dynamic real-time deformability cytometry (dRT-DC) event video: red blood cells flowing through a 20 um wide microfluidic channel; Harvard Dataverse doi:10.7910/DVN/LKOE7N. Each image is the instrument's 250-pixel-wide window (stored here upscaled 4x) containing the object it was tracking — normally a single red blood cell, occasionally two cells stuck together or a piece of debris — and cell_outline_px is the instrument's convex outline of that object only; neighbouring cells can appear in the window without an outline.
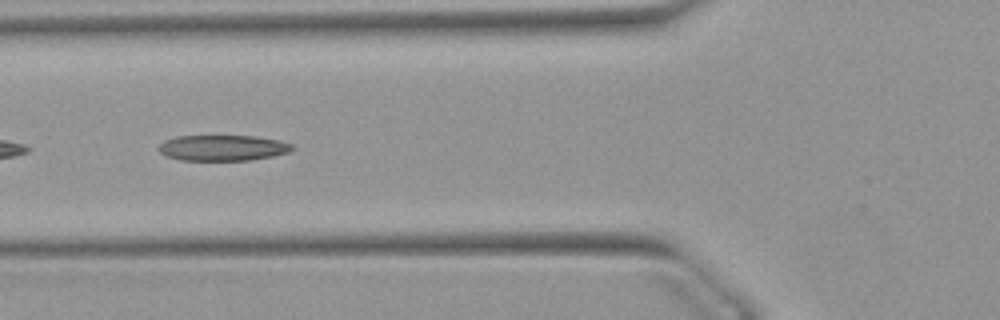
{"species": "Egyptian fruit bat (a non-hibernating species)", "species_latin": "Rousettus aegyptiacus", "temperature_condition": "warm", "stored_images_in_passage": 12, "camera_frame_rate_fps": 3000, "um_per_image_px": 0.085, "animal": {"sex": "female"}, "frame": {"image": 1, "passage_image": 9, "time_ms": 2.667, "image_size_px": [1000, 320], "cell_outline_px": [[296, 148], [288, 152], [272, 156], [248, 160], [180, 160], [168, 156], [160, 152], [160, 144], [164, 140], [176, 136], [256, 136], [280, 140], [292, 144]], "centroid_in_image_um": [18.97, 12.56], "position_along_channel_um": 106.8, "area_um2": 19.94}}